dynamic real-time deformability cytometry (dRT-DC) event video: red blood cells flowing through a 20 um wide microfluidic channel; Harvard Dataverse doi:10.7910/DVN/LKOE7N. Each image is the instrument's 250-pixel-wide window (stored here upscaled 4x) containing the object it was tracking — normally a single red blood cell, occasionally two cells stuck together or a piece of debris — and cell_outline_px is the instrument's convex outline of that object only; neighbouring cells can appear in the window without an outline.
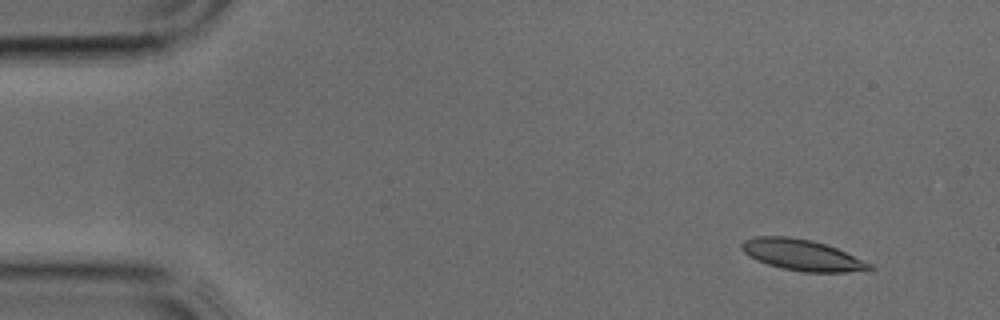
{"species": "common noctule bat (a hibernating species)", "species_latin": "Nyctalus noctula", "temperature_condition": "cold", "stored_images_in_passage": 38, "camera_frame_rate_fps": 3000, "um_per_image_px": 0.085, "animal": {"sex": "male", "body_mass_g": 17.9, "forearm_length_mm": 54.2}, "frame": {"image": 1, "passage_image": 3, "time_ms": 0.667, "image_size_px": [1000, 320], "cell_outline_px": [[876, 268], [844, 272], [804, 272], [780, 268], [756, 260], [748, 256], [740, 248], [740, 244], [744, 240], [756, 236], [788, 236], [812, 240], [836, 248], [872, 264]], "centroid_in_image_um": [68.12, 21.67], "position_along_channel_um": 16.9, "area_um2": 23.06}}
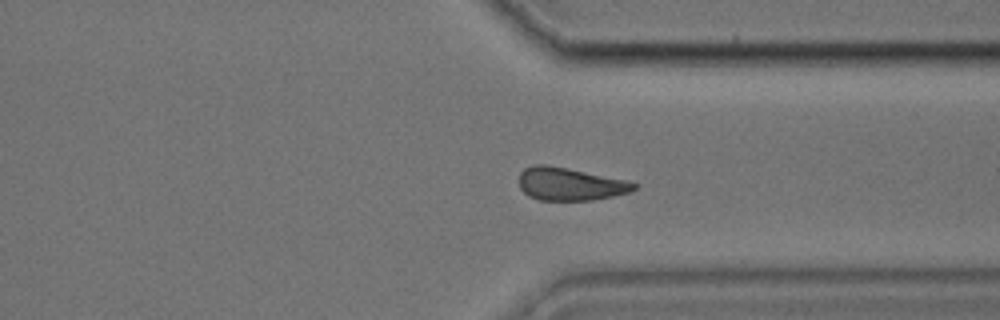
{"frame": {"image": 2, "passage_image": 29, "time_ms": 9.333, "image_size_px": [1000, 320], "cell_outline_px": [[640, 184], [636, 188], [628, 192], [612, 196], [592, 200], [540, 200], [528, 196], [520, 188], [520, 172], [524, 168], [536, 164], [544, 164], [568, 168], [624, 180]], "centroid_in_image_um": [48.42, 15.64], "position_along_channel_um": 363.0, "area_um2": 21.79}}
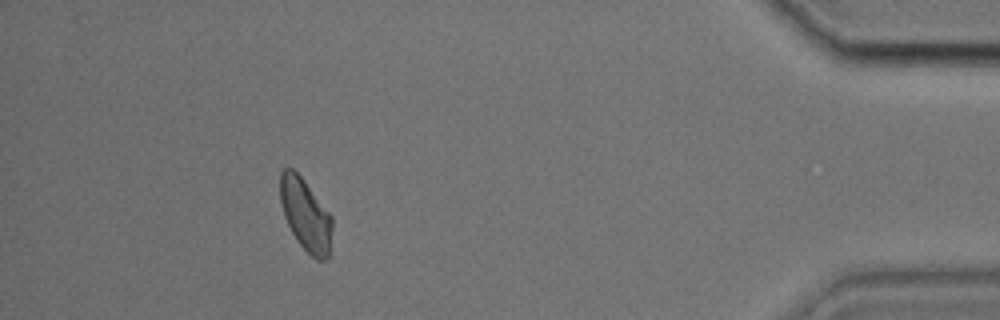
{"frame": {"image": 3, "passage_image": 35, "time_ms": 11.333, "image_size_px": [1000, 320], "cell_outline_px": [[332, 228], [328, 256], [324, 260], [316, 260], [296, 240], [284, 216], [280, 200], [280, 172], [284, 168], [292, 168], [304, 180], [332, 216]], "centroid_in_image_um": [25.96, 18.24], "position_along_channel_um": 409.2, "area_um2": 21.62}}